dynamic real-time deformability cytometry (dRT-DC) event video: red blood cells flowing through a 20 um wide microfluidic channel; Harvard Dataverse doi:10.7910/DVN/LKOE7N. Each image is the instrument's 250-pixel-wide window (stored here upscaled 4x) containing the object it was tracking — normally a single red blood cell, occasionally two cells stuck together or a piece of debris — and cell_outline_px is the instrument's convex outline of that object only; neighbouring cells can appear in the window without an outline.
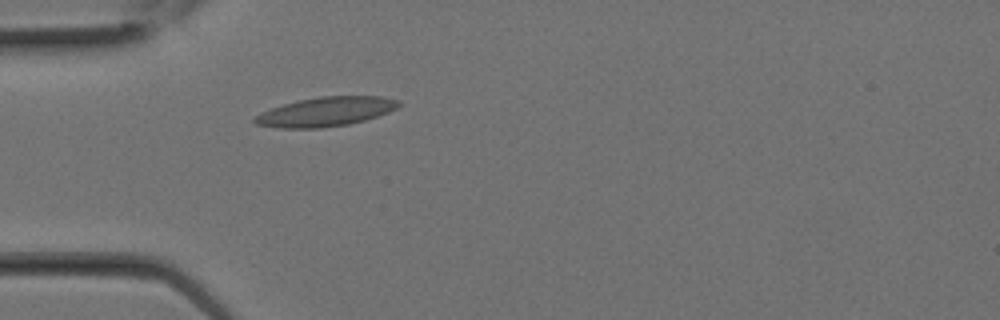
{"species": "Egyptian fruit bat (a non-hibernating species)", "species_latin": "Rousettus aegyptiacus", "temperature_condition": "room temperature", "stored_images_in_passage": 8, "camera_frame_rate_fps": 3000, "um_per_image_px": 0.085, "animal": {"sex": "female"}, "frame": {"image": 1, "passage_image": 3, "time_ms": 0.667, "image_size_px": [1000, 320], "cell_outline_px": [[400, 104], [396, 108], [388, 112], [364, 120], [348, 124], [320, 128], [280, 128], [256, 124], [252, 120], [260, 112], [284, 104], [300, 100], [320, 96], [380, 96], [400, 100]], "centroid_in_image_um": [27.68, 9.49], "position_along_channel_um": 57.3, "area_um2": 24.33}}
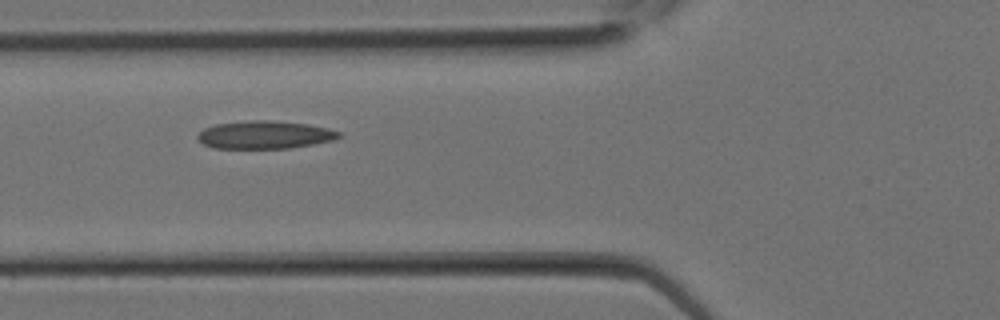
{"frame": {"image": 2, "passage_image": 5, "time_ms": 1.333, "image_size_px": [1000, 320], "cell_outline_px": [[340, 136], [332, 140], [312, 144], [288, 148], [212, 148], [204, 144], [196, 136], [204, 128], [216, 124], [252, 120], [268, 120], [308, 124], [328, 128], [340, 132]], "centroid_in_image_um": [22.48, 11.45], "position_along_channel_um": 103.3, "area_um2": 22.72}}
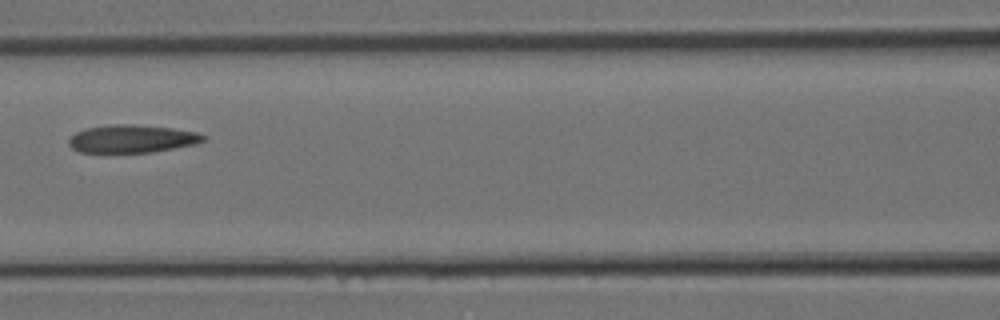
{"frame": {"image": 3, "passage_image": 7, "time_ms": 2.0, "image_size_px": [1000, 320], "cell_outline_px": [[204, 140], [196, 144], [152, 152], [80, 152], [72, 148], [68, 144], [68, 140], [76, 132], [84, 128], [116, 124], [132, 124], [172, 128], [196, 132], [204, 136]], "centroid_in_image_um": [11.19, 11.79], "position_along_channel_um": 155.4, "area_um2": 21.68}}